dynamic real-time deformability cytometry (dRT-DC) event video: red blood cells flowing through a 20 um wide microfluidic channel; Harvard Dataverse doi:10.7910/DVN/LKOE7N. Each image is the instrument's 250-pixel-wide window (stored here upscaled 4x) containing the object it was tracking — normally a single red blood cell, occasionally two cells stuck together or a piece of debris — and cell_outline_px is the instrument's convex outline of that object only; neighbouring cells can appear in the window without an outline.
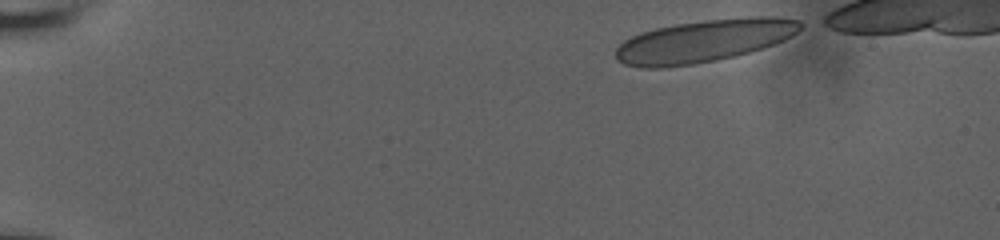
{"species": "human", "species_latin": "Homo sapiens", "temperature_condition": "room temperature", "stored_images_in_passage": 44, "camera_frame_rate_fps": 3000, "um_per_image_px": 0.085, "donor": {"sex": "male"}, "frame": {"image": 1, "passage_image": 1, "time_ms": 0.0, "image_size_px": [1000, 240], "cell_outline_px": [[808, 24], [792, 36], [784, 40], [736, 56], [716, 60], [692, 64], [660, 68], [640, 68], [624, 64], [616, 60], [616, 48], [624, 40], [640, 32], [656, 28], [676, 24], [704, 20], [748, 16], [780, 16], [800, 20]], "centroid_in_image_um": [59.88, 3.46], "position_along_channel_um": 25.1, "area_um2": 46.07}}
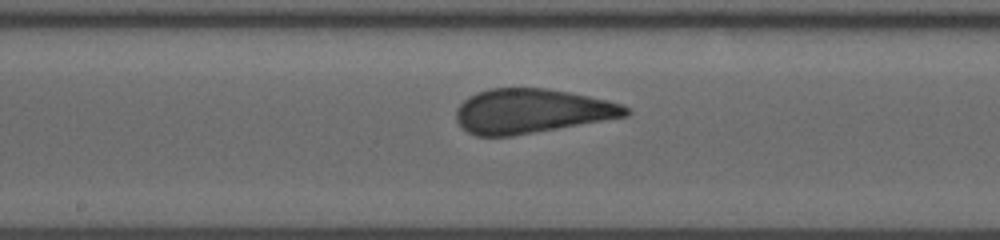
{"frame": {"image": 2, "passage_image": 25, "time_ms": 8.0, "image_size_px": [1000, 240], "cell_outline_px": [[632, 112], [628, 116], [512, 136], [476, 136], [468, 132], [456, 120], [456, 108], [468, 96], [476, 92], [488, 88], [548, 88], [608, 100], [620, 104], [628, 108]], "centroid_in_image_um": [45.16, 9.43], "position_along_channel_um": 203.0, "area_um2": 43.81}}
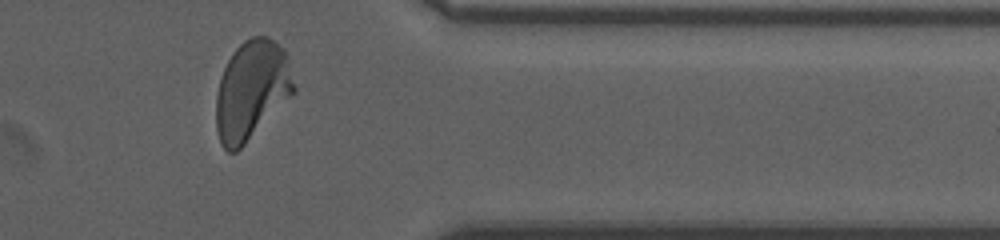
{"frame": {"image": 3, "passage_image": 41, "time_ms": 13.333, "image_size_px": [1000, 240], "cell_outline_px": [[296, 92], [236, 152], [228, 152], [220, 144], [216, 128], [216, 96], [220, 76], [232, 52], [244, 40], [252, 36], [268, 36], [284, 48], [288, 56], [296, 88]], "centroid_in_image_um": [21.4, 7.64], "position_along_channel_um": 390.0, "area_um2": 45.26}, "authors_computed_cell_mechanics": {"area_um2": 44.5927, "velocity_mm_per_s": 3.6871, "shape_relaxation_time_tau1_ms": 7.863, "shape_relaxation_time_tau2_ms": null, "deformation_change_tau1": 0.2077, "deformation_change_tau2": null}}